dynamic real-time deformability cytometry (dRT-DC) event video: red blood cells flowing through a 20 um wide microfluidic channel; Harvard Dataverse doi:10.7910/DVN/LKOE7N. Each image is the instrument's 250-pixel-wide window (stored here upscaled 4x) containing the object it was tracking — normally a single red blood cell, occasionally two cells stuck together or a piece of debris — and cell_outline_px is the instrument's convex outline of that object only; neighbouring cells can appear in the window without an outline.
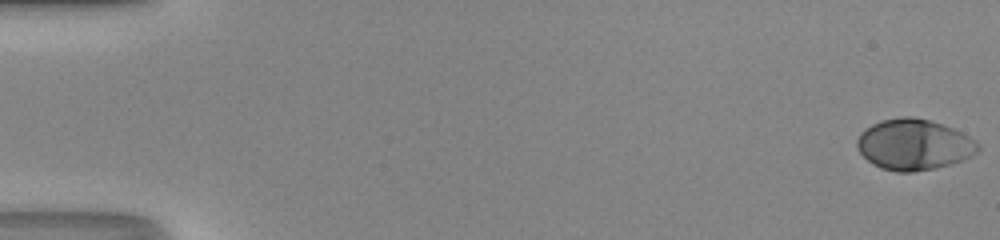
{"species": "human", "species_latin": "Homo sapiens", "temperature_condition": "room temperature", "stored_images_in_passage": 50, "camera_frame_rate_fps": 3000, "um_per_image_px": 0.085, "donor": {"sex": "male"}, "frame": {"image": 1, "passage_image": 1, "time_ms": 0.0, "image_size_px": [1000, 240], "cell_outline_px": [[980, 148], [972, 156], [936, 168], [912, 172], [896, 172], [880, 168], [872, 164], [860, 152], [856, 144], [856, 140], [860, 132], [864, 128], [880, 120], [904, 116], [912, 116], [928, 120], [952, 128], [968, 136], [980, 144]], "centroid_in_image_um": [77.64, 12.29], "position_along_channel_um": 7.4, "area_um2": 35.78}}
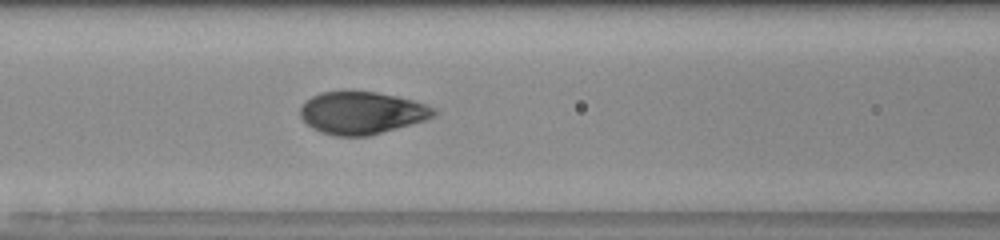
{"frame": {"image": 2, "passage_image": 23, "time_ms": 7.333, "image_size_px": [1000, 240], "cell_outline_px": [[440, 112], [436, 116], [424, 120], [368, 136], [336, 136], [320, 132], [312, 128], [300, 116], [300, 108], [312, 96], [320, 92], [376, 92], [396, 96], [428, 104], [436, 108]], "centroid_in_image_um": [30.79, 9.6], "position_along_channel_um": 135.8, "area_um2": 32.83}}
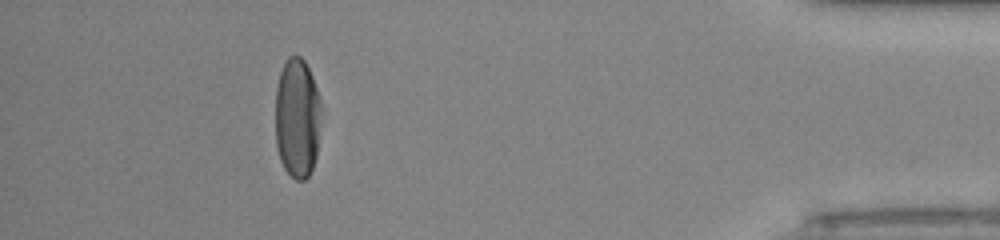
{"frame": {"image": 3, "passage_image": 46, "time_ms": 15.0, "image_size_px": [1000, 240], "cell_outline_px": [[320, 120], [316, 156], [312, 168], [308, 176], [304, 180], [296, 180], [284, 168], [280, 160], [276, 148], [276, 88], [280, 72], [288, 56], [300, 56], [304, 60], [312, 76], [320, 100]], "centroid_in_image_um": [25.25, 10.03], "position_along_channel_um": 409.9, "area_um2": 31.91}, "authors_computed_cell_mechanics": {"area_um2": 34.102, "velocity_mm_per_s": 4.2623, "shape_relaxation_time_tau1_ms": 3.0543, "shape_relaxation_time_tau2_ms": null, "deformation_change_tau1": 0.2028, "deformation_change_tau2": null}}